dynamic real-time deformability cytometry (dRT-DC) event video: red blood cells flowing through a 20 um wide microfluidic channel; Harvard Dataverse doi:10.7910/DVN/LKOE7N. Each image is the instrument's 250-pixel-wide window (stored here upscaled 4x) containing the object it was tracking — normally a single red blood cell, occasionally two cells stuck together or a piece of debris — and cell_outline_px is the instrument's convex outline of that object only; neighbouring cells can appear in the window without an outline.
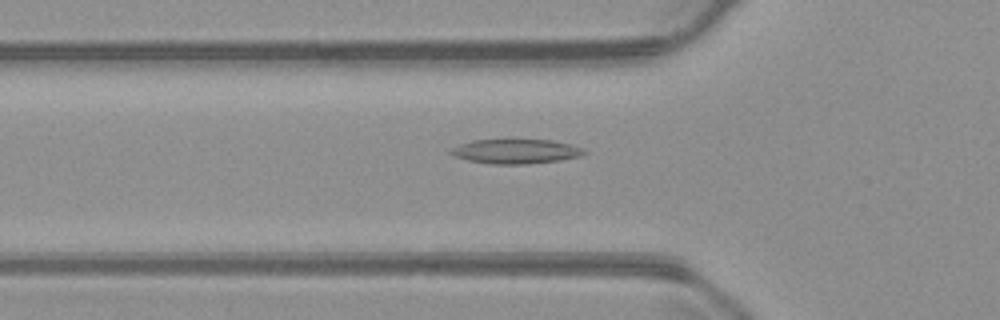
{"species": "common noctule bat (a hibernating species)", "species_latin": "Nyctalus noctula", "temperature_condition": "warm", "stored_images_in_passage": 51, "camera_frame_rate_fps": 3000, "um_per_image_px": 0.085, "animal": {"sex": "male", "body_mass_g": 23.1, "forearm_length_mm": 52.7}, "frame": {"image": 1, "passage_image": 18, "time_ms": 5.667, "image_size_px": [1000, 320], "cell_outline_px": [[588, 152], [580, 156], [560, 160], [528, 164], [492, 164], [468, 160], [456, 156], [448, 152], [452, 148], [460, 144], [472, 140], [504, 136], [552, 140], [572, 144], [584, 148]], "centroid_in_image_um": [43.86, 12.8], "position_along_channel_um": 81.9, "area_um2": 20.17}}
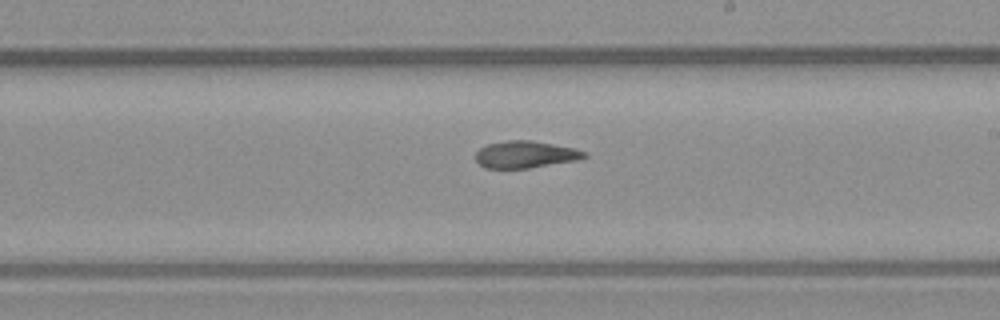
{"frame": {"image": 2, "passage_image": 31, "time_ms": 10.0, "image_size_px": [1000, 320], "cell_outline_px": [[588, 156], [576, 160], [528, 168], [484, 168], [476, 160], [476, 152], [480, 148], [488, 144], [508, 140], [532, 140], [572, 148], [588, 152]], "centroid_in_image_um": [44.65, 13.13], "position_along_channel_um": 244.4, "area_um2": 16.94}}
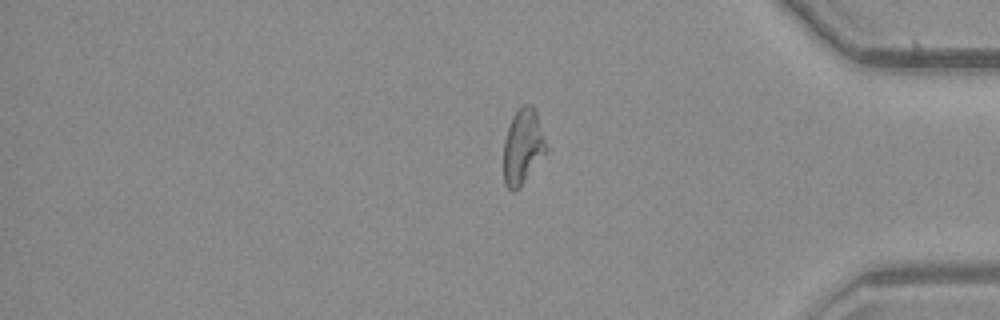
{"frame": {"image": 3, "passage_image": 45, "time_ms": 14.667, "image_size_px": [1000, 320], "cell_outline_px": [[548, 152], [524, 180], [512, 192], [504, 184], [504, 140], [512, 116], [524, 104], [532, 104], [536, 112], [548, 148]], "centroid_in_image_um": [44.45, 12.44], "position_along_channel_um": 390.7, "area_um2": 18.44}}